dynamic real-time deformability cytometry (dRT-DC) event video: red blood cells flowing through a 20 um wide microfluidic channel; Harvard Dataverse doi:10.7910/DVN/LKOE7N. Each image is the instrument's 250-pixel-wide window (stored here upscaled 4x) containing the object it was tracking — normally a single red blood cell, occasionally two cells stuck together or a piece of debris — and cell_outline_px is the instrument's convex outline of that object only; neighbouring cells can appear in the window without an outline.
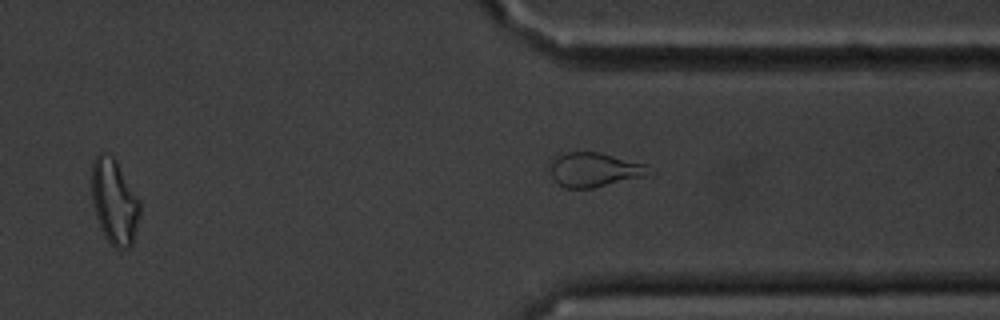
{"species": "common noctule bat (a hibernating species)", "species_latin": "Nyctalus noctula", "temperature_condition": "cold", "stored_images_in_passage": 14, "segment_of_instrument_passage": [2, 2], "camera_frame_rate_fps": 3000, "um_per_image_px": 0.085, "animal": {"sex": "male", "body_mass_g": 20.1, "forearm_length_mm": 53.5}, "frame": {"image": 1, "passage_image": 14, "time_ms": 15.333, "image_size_px": [1000, 320], "cell_outline_px": [[656, 172], [652, 176], [592, 188], [564, 188], [552, 176], [548, 160], [564, 152], [600, 152], [648, 164]], "centroid_in_image_um": [50.63, 14.42], "position_along_channel_um": 360.8, "area_um2": 20.52}}